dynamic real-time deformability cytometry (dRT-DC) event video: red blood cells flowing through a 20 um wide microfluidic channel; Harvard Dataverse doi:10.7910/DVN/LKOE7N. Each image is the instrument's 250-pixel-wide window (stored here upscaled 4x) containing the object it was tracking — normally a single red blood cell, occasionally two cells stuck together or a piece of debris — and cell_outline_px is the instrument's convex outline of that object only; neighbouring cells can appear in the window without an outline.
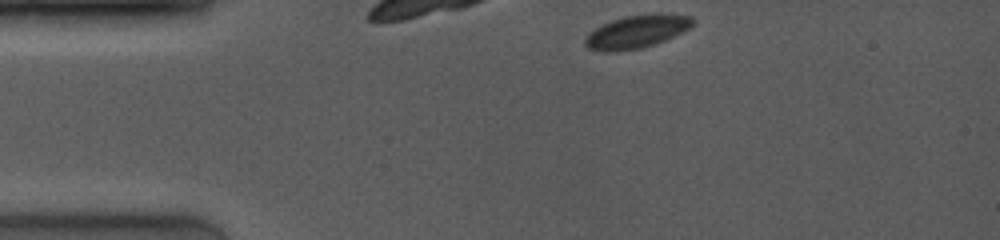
{"species": "common noctule bat (a hibernating species)", "species_latin": "Nyctalus noctula", "temperature_condition": "room temperature", "stored_images_in_passage": 11, "camera_frame_rate_fps": 4000, "um_per_image_px": 0.085, "animal": {"sex": "female", "body_mass_g": 19.0, "forearm_length_mm": 53.3}, "frame": {"image": 1, "passage_image": 1, "time_ms": 0.0, "image_size_px": [1000, 240], "cell_outline_px": [[696, 20], [688, 28], [656, 44], [640, 48], [608, 52], [604, 52], [588, 48], [584, 44], [584, 40], [596, 28], [612, 20], [624, 16], [656, 12], [660, 12], [692, 16]], "centroid_in_image_um": [54.15, 2.66], "position_along_channel_um": 30.8, "area_um2": 20.58}}
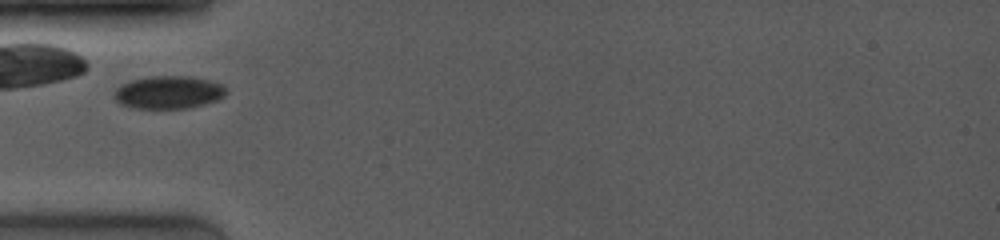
{"frame": {"image": 2, "passage_image": 8, "time_ms": 2.25, "image_size_px": [1000, 240], "cell_outline_px": [[228, 92], [224, 96], [216, 100], [204, 104], [188, 108], [132, 108], [120, 104], [116, 100], [112, 92], [120, 84], [132, 80], [148, 76], [192, 76], [224, 84]], "centroid_in_image_um": [14.32, 7.84], "position_along_channel_um": 70.7, "area_um2": 21.68}}